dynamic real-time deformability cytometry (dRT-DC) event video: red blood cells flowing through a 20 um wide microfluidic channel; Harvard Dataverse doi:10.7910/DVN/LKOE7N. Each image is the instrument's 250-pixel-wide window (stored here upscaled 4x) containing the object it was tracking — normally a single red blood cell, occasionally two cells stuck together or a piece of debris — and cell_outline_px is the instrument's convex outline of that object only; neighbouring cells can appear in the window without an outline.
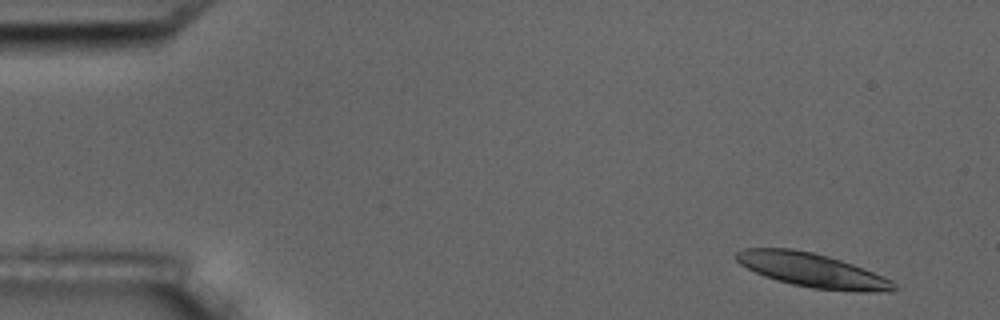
{"species": "common noctule bat (a hibernating species)", "species_latin": "Nyctalus noctula", "temperature_condition": "room temperature", "stored_images_in_passage": 6, "camera_frame_rate_fps": 3000, "um_per_image_px": 0.085, "animal": {"sex": "male", "body_mass_g": 17.5, "forearm_length_mm": 52.3}, "frame": {"image": 1, "passage_image": 1, "time_ms": 0.0, "image_size_px": [1000, 320], "cell_outline_px": [[896, 288], [888, 292], [868, 292], [812, 288], [792, 284], [776, 280], [764, 276], [740, 264], [732, 256], [736, 252], [744, 248], [792, 248], [812, 252], [828, 256], [852, 264], [892, 280], [896, 284]], "centroid_in_image_um": [69.0, 22.96], "position_along_channel_um": 16.0, "area_um2": 31.04}}
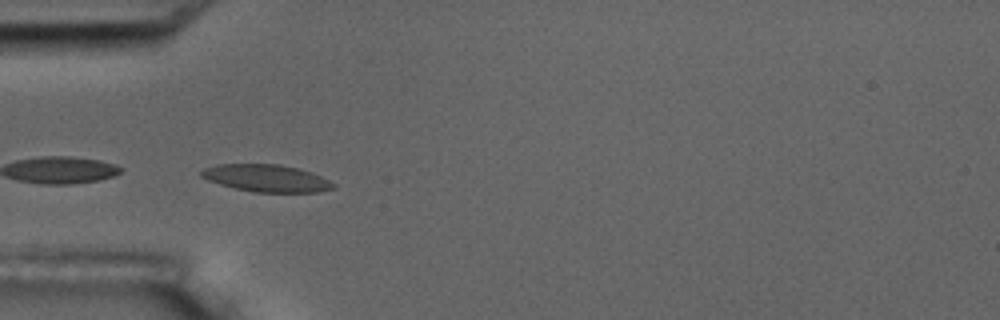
{"frame": {"image": 2, "passage_image": 5, "time_ms": 4.667, "image_size_px": [1000, 320], "cell_outline_px": [[336, 188], [316, 192], [252, 192], [220, 184], [208, 180], [200, 176], [200, 172], [204, 168], [216, 164], [280, 164], [300, 168], [312, 172], [336, 184]], "centroid_in_image_um": [22.66, 15.14], "position_along_channel_um": 62.3, "area_um2": 21.04}}